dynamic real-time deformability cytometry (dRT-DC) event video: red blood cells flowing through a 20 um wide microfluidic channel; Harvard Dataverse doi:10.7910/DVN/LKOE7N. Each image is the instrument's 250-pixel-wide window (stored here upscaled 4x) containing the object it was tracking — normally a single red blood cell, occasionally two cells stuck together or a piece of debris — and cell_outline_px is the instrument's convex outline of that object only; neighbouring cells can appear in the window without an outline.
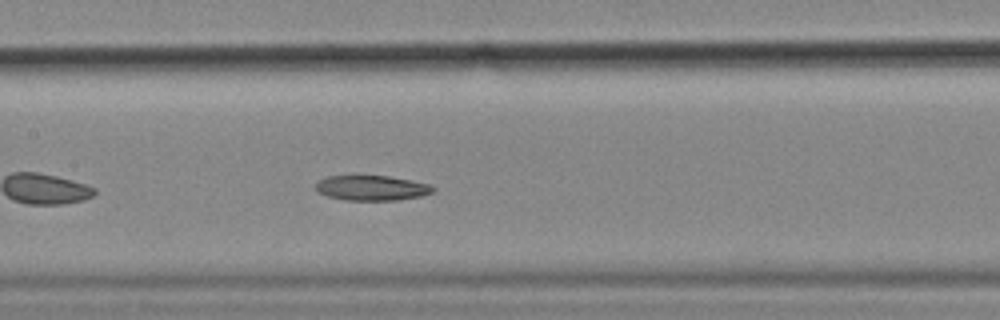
{"species": "common noctule bat (a hibernating species)", "species_latin": "Nyctalus noctula", "temperature_condition": "cold", "stored_images_in_passage": 42, "camera_frame_rate_fps": 3000, "um_per_image_px": 0.085, "animal": {"sex": "female", "body_mass_g": 18.4}, "frame": {"image": 1, "passage_image": 13, "time_ms": 4.0, "image_size_px": [1000, 320], "cell_outline_px": [[436, 188], [432, 192], [420, 196], [396, 200], [344, 200], [328, 196], [316, 192], [316, 184], [320, 180], [328, 176], [388, 176], [428, 184]], "centroid_in_image_um": [31.57, 15.98], "position_along_channel_um": 175.8, "area_um2": 16.88}, "authors_computed_cell_mechanics": {"area_um2": 18.2937, "velocity_mm_per_s": 3.5694, "shape_relaxation_time_tau1_ms": null, "shape_relaxation_time_tau2_ms": 8.001, "deformation_change_tau1": null, "deformation_change_tau2": 0.1429}}